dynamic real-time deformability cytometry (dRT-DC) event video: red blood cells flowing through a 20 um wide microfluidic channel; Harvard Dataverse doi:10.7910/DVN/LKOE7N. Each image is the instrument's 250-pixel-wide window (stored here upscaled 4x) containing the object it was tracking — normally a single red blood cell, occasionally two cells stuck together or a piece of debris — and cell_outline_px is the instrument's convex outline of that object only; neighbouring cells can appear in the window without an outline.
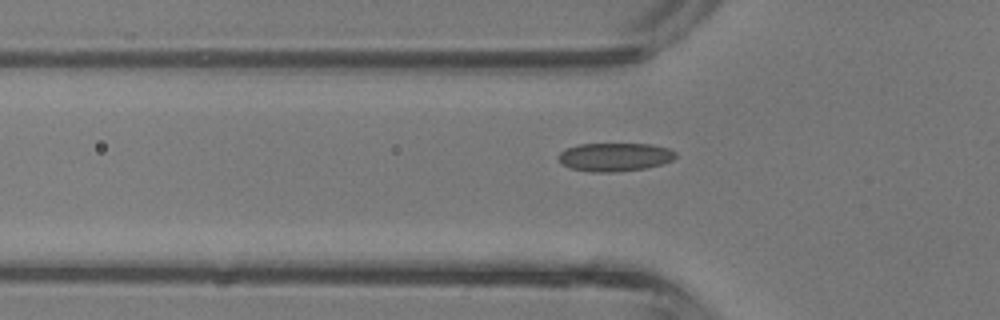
{"species": "common noctule bat (a hibernating species)", "species_latin": "Nyctalus noctula", "temperature_condition": "room temperature", "stored_images_in_passage": 4, "camera_frame_rate_fps": 3000, "um_per_image_px": 0.085, "animal": {"sex": "male", "body_mass_g": 13.3}, "frame": {"image": 1, "passage_image": 4, "time_ms": 1.0, "image_size_px": [1000, 320], "cell_outline_px": [[676, 156], [672, 160], [664, 164], [648, 168], [612, 172], [592, 172], [568, 168], [560, 164], [556, 156], [560, 152], [568, 148], [580, 144], [652, 144], [668, 148], [676, 152]], "centroid_in_image_um": [52.24, 13.35], "position_along_channel_um": 73.6, "area_um2": 19.65}}